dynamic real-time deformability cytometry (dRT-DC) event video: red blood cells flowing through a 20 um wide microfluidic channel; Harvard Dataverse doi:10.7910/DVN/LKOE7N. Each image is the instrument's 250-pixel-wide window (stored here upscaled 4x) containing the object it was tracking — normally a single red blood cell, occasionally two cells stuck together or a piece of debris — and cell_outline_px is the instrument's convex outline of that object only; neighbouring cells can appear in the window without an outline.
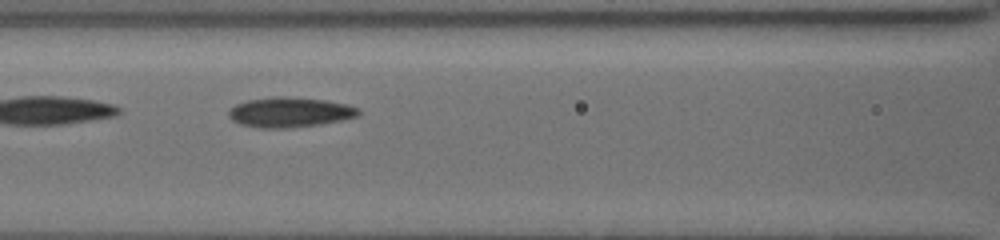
{"species": "common noctule bat (a hibernating species)", "species_latin": "Nyctalus noctula", "temperature_condition": "cold", "stored_images_in_passage": 11, "camera_frame_rate_fps": 3000, "um_per_image_px": 0.085, "animal": {"sex": "female", "body_mass_g": 19.5, "forearm_length_mm": 54.1}, "frame": {"image": 1, "passage_image": 7, "time_ms": 4.333, "image_size_px": [1000, 240], "cell_outline_px": [[360, 112], [356, 116], [344, 120], [320, 124], [288, 128], [260, 128], [240, 124], [232, 120], [228, 116], [228, 112], [236, 104], [248, 100], [276, 96], [284, 96], [328, 100], [348, 104], [360, 108]], "centroid_in_image_um": [24.66, 9.54], "position_along_channel_um": 141.9, "area_um2": 22.83}}
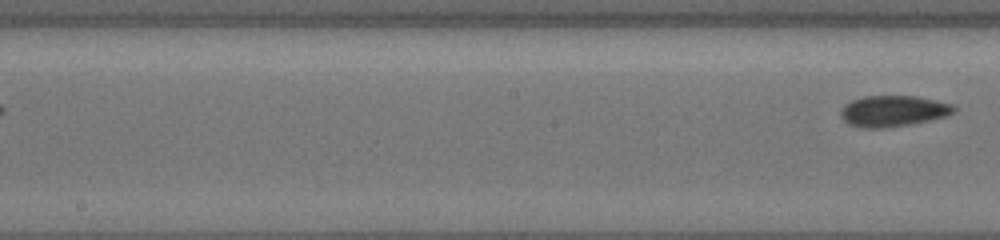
{"frame": {"image": 2, "passage_image": 11, "time_ms": 7.333, "image_size_px": [1000, 240], "cell_outline_px": [[956, 112], [948, 116], [908, 124], [884, 128], [860, 128], [848, 124], [840, 116], [840, 108], [844, 104], [852, 100], [864, 96], [916, 96], [952, 104], [956, 108]], "centroid_in_image_um": [75.89, 9.44], "position_along_channel_um": 172.3, "area_um2": 20.58}}